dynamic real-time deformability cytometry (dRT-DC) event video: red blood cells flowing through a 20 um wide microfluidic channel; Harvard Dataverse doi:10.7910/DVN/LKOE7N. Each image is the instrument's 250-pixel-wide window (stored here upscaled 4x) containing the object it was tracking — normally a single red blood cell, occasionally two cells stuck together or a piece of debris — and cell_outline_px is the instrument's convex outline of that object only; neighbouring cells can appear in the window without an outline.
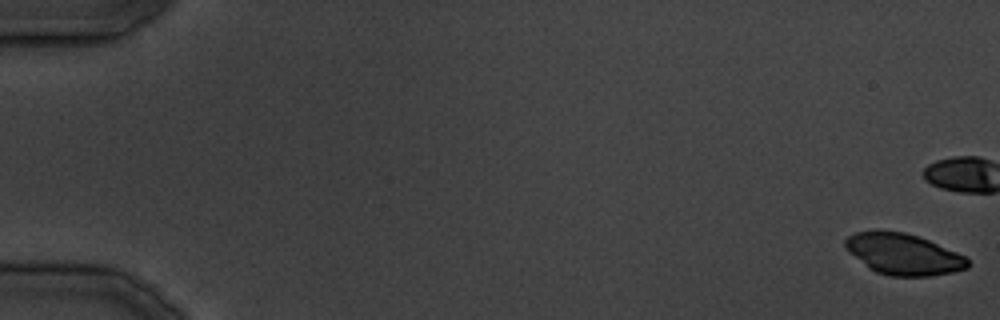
{"species": "common noctule bat (a hibernating species)", "species_latin": "Nyctalus noctula", "temperature_condition": "cold", "stored_images_in_passage": 5, "camera_frame_rate_fps": 3000, "um_per_image_px": 0.085, "animal": {"sex": "male", "body_mass_g": 19.5, "forearm_length_mm": 54.6}, "frame": {"image": 1, "passage_image": 1, "time_ms": 0.0, "image_size_px": [1000, 320], "cell_outline_px": [[968, 268], [952, 272], [932, 276], [888, 276], [876, 272], [868, 268], [848, 252], [844, 248], [844, 240], [848, 236], [856, 232], [876, 228], [904, 232], [928, 240], [956, 252], [964, 256], [968, 260]], "centroid_in_image_um": [76.71, 21.58], "position_along_channel_um": 8.3, "area_um2": 29.71}}